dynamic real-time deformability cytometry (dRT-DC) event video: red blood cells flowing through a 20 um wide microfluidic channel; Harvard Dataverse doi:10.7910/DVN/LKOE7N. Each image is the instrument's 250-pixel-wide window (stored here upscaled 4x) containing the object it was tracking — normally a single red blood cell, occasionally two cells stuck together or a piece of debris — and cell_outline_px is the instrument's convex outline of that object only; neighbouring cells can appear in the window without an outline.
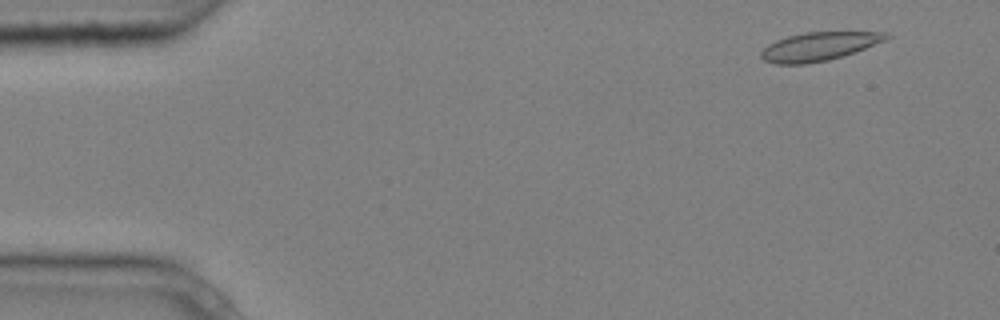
{"species": "common noctule bat (a hibernating species)", "species_latin": "Nyctalus noctula", "temperature_condition": "cold", "stored_images_in_passage": 5, "camera_frame_rate_fps": 3000, "um_per_image_px": 0.085, "animal": {"sex": "male", "body_mass_g": 20.4}, "frame": {"image": 1, "passage_image": 1, "time_ms": 0.0, "image_size_px": [1000, 320], "cell_outline_px": [[892, 36], [888, 40], [844, 56], [828, 60], [804, 64], [776, 64], [764, 60], [760, 56], [760, 52], [768, 44], [776, 40], [788, 36], [804, 32], [884, 32]], "centroid_in_image_um": [69.63, 3.95], "position_along_channel_um": 15.4, "area_um2": 20.92}}
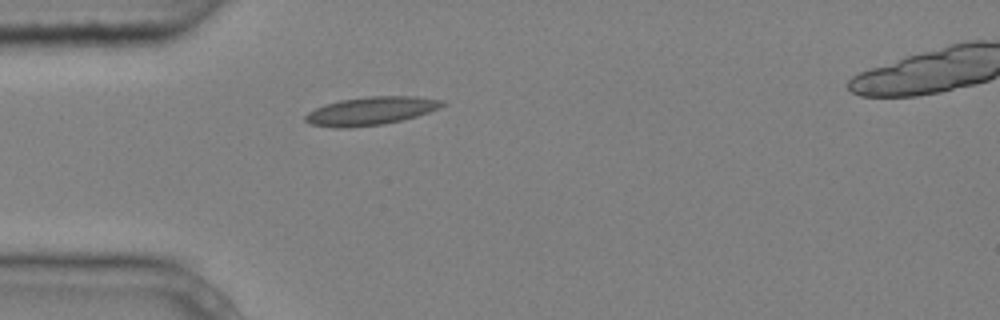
{"frame": {"image": 2, "passage_image": 4, "time_ms": 1.0, "image_size_px": [1000, 320], "cell_outline_px": [[448, 104], [440, 108], [416, 116], [384, 124], [348, 128], [332, 128], [312, 124], [304, 120], [304, 116], [308, 112], [324, 104], [340, 100], [368, 96], [416, 96], [444, 100]], "centroid_in_image_um": [31.53, 9.42], "position_along_channel_um": 53.5, "area_um2": 22.66}}